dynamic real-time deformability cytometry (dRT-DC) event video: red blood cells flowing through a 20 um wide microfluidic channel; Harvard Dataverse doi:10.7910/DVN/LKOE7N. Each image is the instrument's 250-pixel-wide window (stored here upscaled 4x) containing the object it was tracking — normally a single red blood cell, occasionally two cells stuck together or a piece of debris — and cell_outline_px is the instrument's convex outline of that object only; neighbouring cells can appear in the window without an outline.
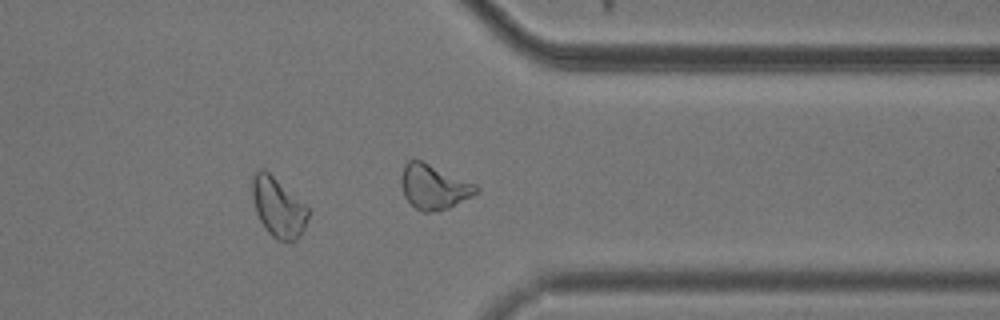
{"species": "common noctule bat (a hibernating species)", "species_latin": "Nyctalus noctula", "temperature_condition": "cold", "stored_images_in_passage": 39, "camera_frame_rate_fps": 3000, "um_per_image_px": 0.085, "animal": {"sex": "male", "body_mass_g": 20.5, "forearm_length_mm": 52.5}, "frame": {"image": 1, "passage_image": 28, "time_ms": 9.0, "image_size_px": [1000, 320], "cell_outline_px": [[308, 216], [304, 228], [300, 236], [292, 244], [276, 240], [268, 232], [260, 220], [256, 212], [252, 196], [252, 176], [260, 168], [264, 168], [304, 204], [308, 208]], "centroid_in_image_um": [23.63, 17.66], "position_along_channel_um": 387.8, "area_um2": 19.31}, "authors_computed_cell_mechanics": {"area_um2": 18.496, "velocity_mm_per_s": 3.6828, "shape_relaxation_time_tau1_ms": null, "shape_relaxation_time_tau2_ms": 3.1512, "deformation_change_tau1": null, "deformation_change_tau2": 0.0915}}